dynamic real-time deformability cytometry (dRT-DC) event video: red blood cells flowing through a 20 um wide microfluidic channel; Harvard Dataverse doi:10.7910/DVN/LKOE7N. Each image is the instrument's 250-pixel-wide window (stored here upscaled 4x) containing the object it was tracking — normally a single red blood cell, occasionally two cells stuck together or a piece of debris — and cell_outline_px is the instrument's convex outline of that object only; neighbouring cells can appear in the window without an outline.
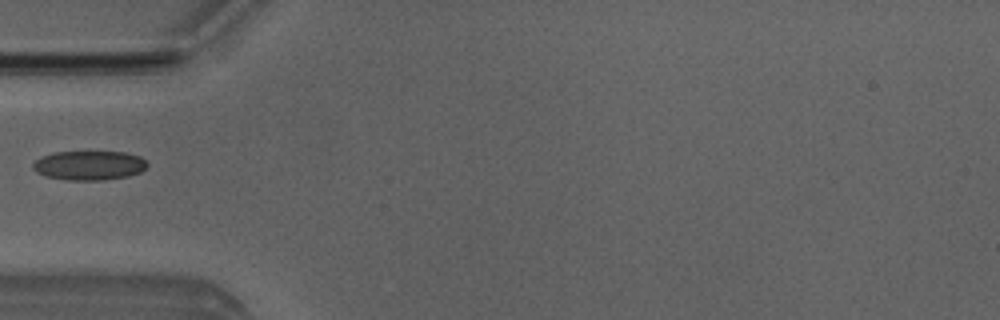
{"species": "Egyptian fruit bat (a non-hibernating species)", "species_latin": "Rousettus aegyptiacus", "temperature_condition": "room temperature", "stored_images_in_passage": 5, "camera_frame_rate_fps": 3000, "um_per_image_px": 0.085, "animal": {"sex": "male"}, "frame": {"image": 1, "passage_image": 5, "time_ms": 4.667, "image_size_px": [1000, 320], "cell_outline_px": [[148, 164], [140, 172], [128, 176], [100, 180], [64, 180], [44, 176], [36, 172], [32, 168], [32, 164], [40, 156], [52, 152], [124, 152], [140, 156]], "centroid_in_image_um": [7.52, 14.06], "position_along_channel_um": 77.5, "area_um2": 19.59}}